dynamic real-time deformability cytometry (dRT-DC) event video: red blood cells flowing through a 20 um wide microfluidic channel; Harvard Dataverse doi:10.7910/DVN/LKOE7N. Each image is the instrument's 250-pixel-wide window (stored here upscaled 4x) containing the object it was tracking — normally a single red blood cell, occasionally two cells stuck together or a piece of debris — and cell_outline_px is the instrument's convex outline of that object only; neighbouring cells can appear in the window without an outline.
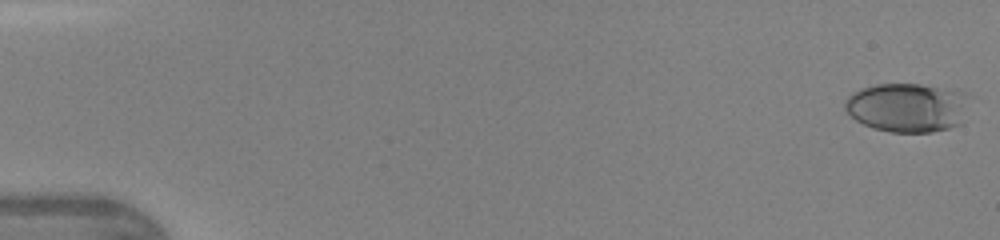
{"species": "human", "species_latin": "Homo sapiens", "temperature_condition": "warm", "stored_images_in_passage": 15, "camera_frame_rate_fps": 3000, "um_per_image_px": 0.085, "donor": {"sex": "female"}, "frame": {"image": 1, "passage_image": 1, "time_ms": 0.0, "image_size_px": [1000, 240], "cell_outline_px": [[972, 96], [960, 124], [948, 128], [932, 132], [888, 132], [864, 124], [856, 120], [844, 108], [844, 100], [852, 92], [876, 84], [920, 84], [956, 88], [968, 92]], "centroid_in_image_um": [77.2, 9.11], "position_along_channel_um": 7.8, "area_um2": 36.18}}
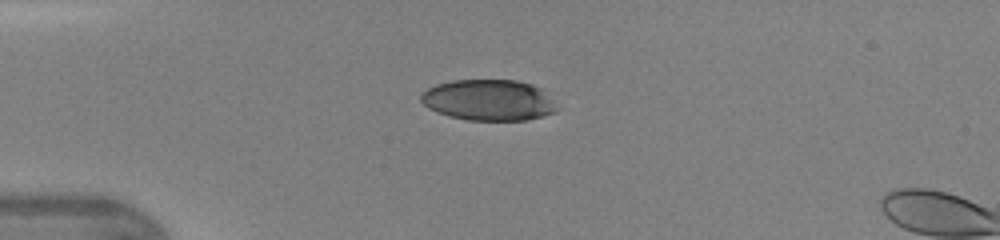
{"frame": {"image": 2, "passage_image": 12, "time_ms": 3.667, "image_size_px": [1000, 240], "cell_outline_px": [[560, 108], [556, 112], [528, 120], [468, 120], [448, 116], [436, 112], [428, 108], [420, 100], [420, 96], [428, 88], [436, 84], [452, 80], [516, 80], [532, 84], [544, 88]], "centroid_in_image_um": [41.59, 8.5], "position_along_channel_um": 43.4, "area_um2": 32.95}}